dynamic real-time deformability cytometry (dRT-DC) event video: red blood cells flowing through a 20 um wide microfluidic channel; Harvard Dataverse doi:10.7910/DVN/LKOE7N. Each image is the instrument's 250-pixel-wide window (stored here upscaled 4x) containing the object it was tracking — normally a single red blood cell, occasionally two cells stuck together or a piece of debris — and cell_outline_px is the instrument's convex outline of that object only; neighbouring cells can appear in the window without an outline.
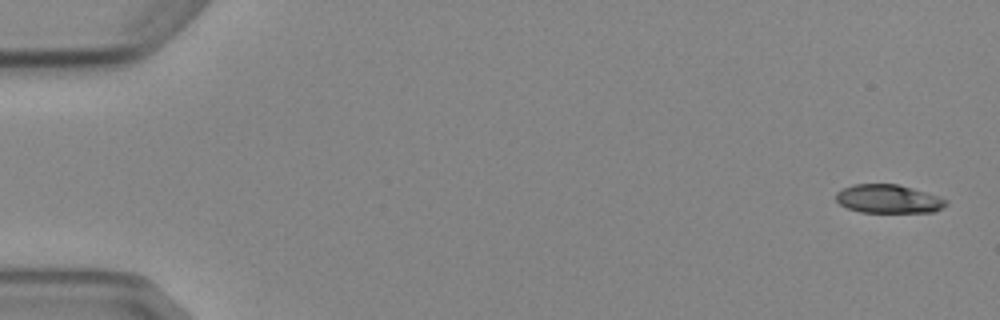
{"species": "Egyptian fruit bat (a non-hibernating species)", "species_latin": "Rousettus aegyptiacus", "temperature_condition": "cold", "stored_images_in_passage": 5, "camera_frame_rate_fps": 3000, "um_per_image_px": 0.085, "animal": {"sex": "female"}, "frame": {"image": 1, "passage_image": 1, "time_ms": 0.0, "image_size_px": [1000, 320], "cell_outline_px": [[948, 204], [944, 208], [932, 212], [860, 212], [848, 208], [840, 204], [836, 200], [836, 192], [852, 184], [896, 184], [912, 188], [948, 200]], "centroid_in_image_um": [75.51, 16.91], "position_along_channel_um": 9.5, "area_um2": 18.21}}
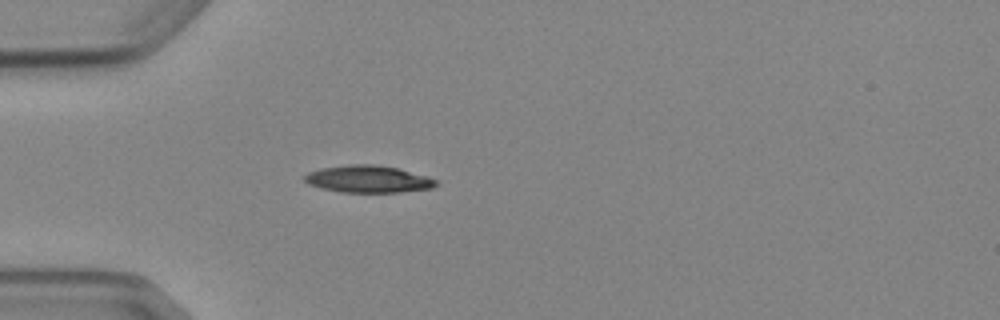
{"frame": {"image": 2, "passage_image": 5, "time_ms": 4.667, "image_size_px": [1000, 320], "cell_outline_px": [[440, 184], [432, 188], [400, 192], [340, 192], [320, 188], [308, 184], [304, 180], [304, 176], [308, 172], [320, 168], [348, 164], [372, 164], [396, 168], [424, 176], [436, 180]], "centroid_in_image_um": [31.24, 15.22], "position_along_channel_um": 53.8, "area_um2": 20.69}}